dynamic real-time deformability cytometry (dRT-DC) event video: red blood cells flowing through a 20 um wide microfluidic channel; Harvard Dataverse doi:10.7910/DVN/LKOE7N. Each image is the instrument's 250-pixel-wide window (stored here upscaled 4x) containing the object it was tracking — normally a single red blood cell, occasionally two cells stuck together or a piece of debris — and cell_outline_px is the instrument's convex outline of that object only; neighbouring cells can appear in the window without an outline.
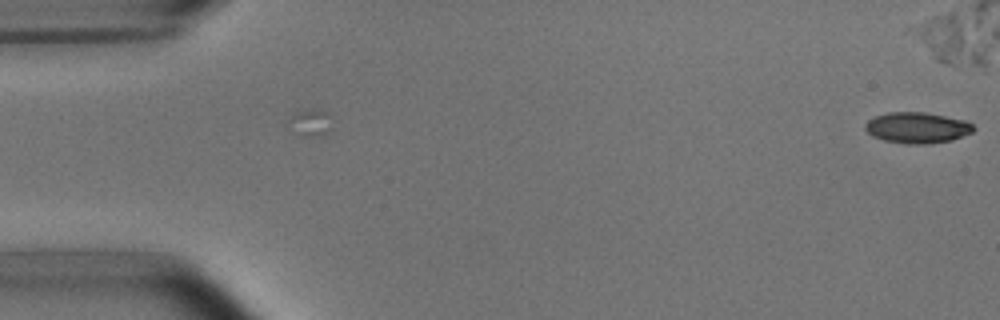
{"species": "common noctule bat (a hibernating species)", "species_latin": "Nyctalus noctula", "temperature_condition": "room temperature", "stored_images_in_passage": 22, "segment_of_instrument_passage": [2, 2], "camera_frame_rate_fps": 3000, "um_per_image_px": 0.085, "animal": {"sex": "male", "body_mass_g": 15.6}, "frame": {"image": 1, "passage_image": 22, "time_ms": 7.0, "image_size_px": [1000, 320], "cell_outline_px": [[976, 128], [972, 132], [952, 140], [928, 144], [908, 144], [884, 140], [872, 136], [864, 128], [864, 124], [868, 120], [876, 116], [888, 112], [924, 112], [964, 120], [972, 124]], "centroid_in_image_um": [77.95, 10.86], "position_along_channel_um": 7.1, "area_um2": 19.48}}